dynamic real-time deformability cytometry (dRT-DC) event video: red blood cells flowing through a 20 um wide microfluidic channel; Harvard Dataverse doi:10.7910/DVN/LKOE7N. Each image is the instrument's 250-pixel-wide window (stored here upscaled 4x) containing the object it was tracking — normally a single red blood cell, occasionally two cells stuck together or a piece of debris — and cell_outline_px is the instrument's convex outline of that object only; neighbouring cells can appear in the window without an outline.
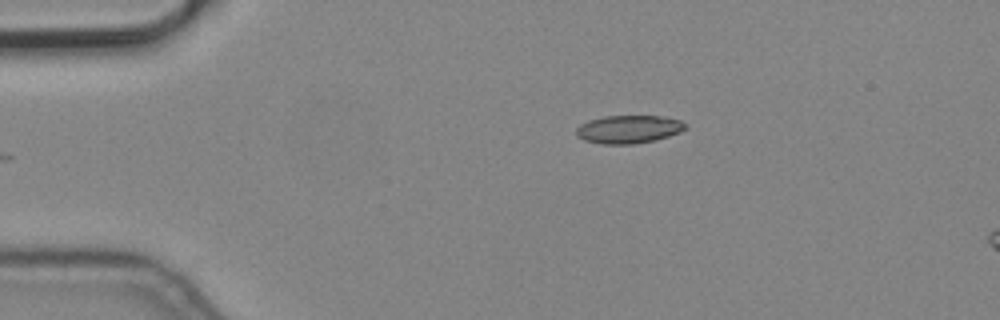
{"species": "common noctule bat (a hibernating species)", "species_latin": "Nyctalus noctula", "temperature_condition": "cold", "stored_images_in_passage": 6, "camera_frame_rate_fps": 3000, "um_per_image_px": 0.085, "animal": {"sex": "male", "body_mass_g": 19.2, "forearm_length_mm": 51.8}, "frame": {"image": 1, "passage_image": 1, "time_ms": 0.0, "image_size_px": [1000, 320], "cell_outline_px": [[684, 128], [680, 132], [656, 140], [632, 144], [604, 144], [584, 140], [576, 136], [576, 128], [580, 124], [588, 120], [604, 116], [664, 116], [680, 120], [684, 124]], "centroid_in_image_um": [53.39, 10.98], "position_along_channel_um": 31.6, "area_um2": 17.8}}
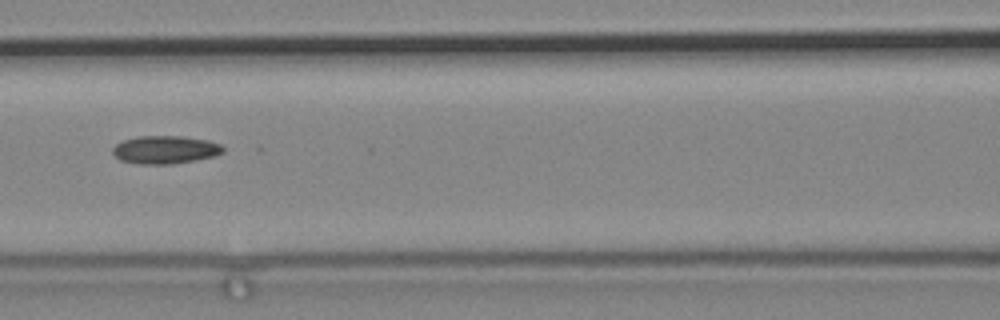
{"frame": {"image": 2, "passage_image": 5, "time_ms": 1.333, "image_size_px": [1000, 320], "cell_outline_px": [[224, 152], [216, 156], [196, 160], [168, 164], [140, 164], [120, 160], [112, 152], [112, 148], [116, 144], [124, 140], [140, 136], [184, 136], [208, 140], [220, 144], [224, 148]], "centroid_in_image_um": [14.07, 12.72], "position_along_channel_um": 152.5, "area_um2": 18.03}}
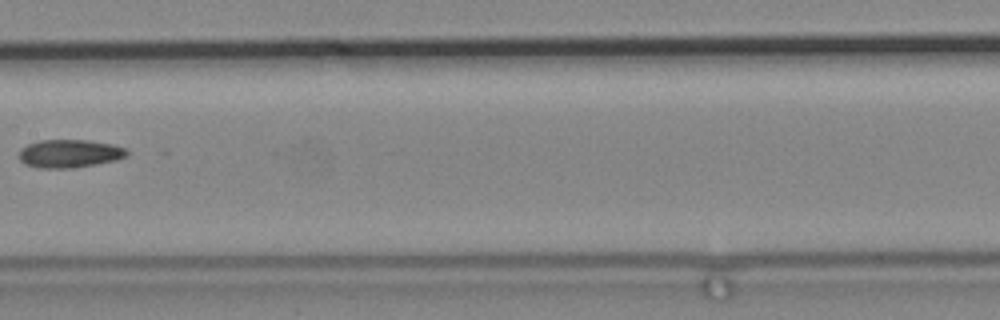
{"frame": {"image": 3, "passage_image": 6, "time_ms": 1.667, "image_size_px": [1000, 320], "cell_outline_px": [[128, 156], [116, 160], [96, 164], [68, 168], [40, 168], [24, 164], [20, 160], [20, 148], [28, 144], [40, 140], [88, 140], [112, 144], [128, 148]], "centroid_in_image_um": [5.93, 13.05], "position_along_channel_um": 201.5, "area_um2": 17.74}}